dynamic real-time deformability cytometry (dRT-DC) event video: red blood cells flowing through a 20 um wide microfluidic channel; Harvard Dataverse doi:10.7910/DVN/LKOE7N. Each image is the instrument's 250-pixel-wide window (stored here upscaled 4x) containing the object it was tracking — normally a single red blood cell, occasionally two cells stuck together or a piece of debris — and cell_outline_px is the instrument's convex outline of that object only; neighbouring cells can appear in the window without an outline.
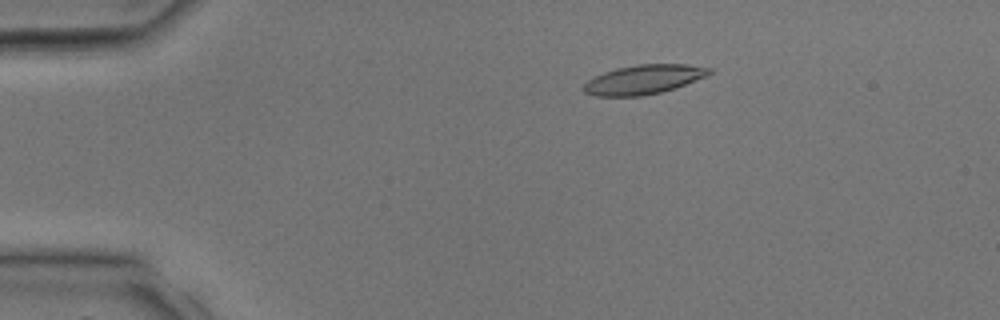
{"species": "common noctule bat (a hibernating species)", "species_latin": "Nyctalus noctula", "temperature_condition": "room temperature", "stored_images_in_passage": 30, "camera_frame_rate_fps": 3000, "um_per_image_px": 0.085, "animal": {"sex": "male", "body_mass_g": 17.9, "forearm_length_mm": 54.2}, "frame": {"image": 1, "passage_image": 3, "time_ms": 0.667, "image_size_px": [1000, 320], "cell_outline_px": [[712, 72], [708, 76], [676, 88], [660, 92], [640, 96], [596, 96], [584, 92], [584, 84], [588, 80], [604, 72], [616, 68], [636, 64], [684, 64], [712, 68]], "centroid_in_image_um": [54.75, 6.75], "position_along_channel_um": 30.3, "area_um2": 21.44}}
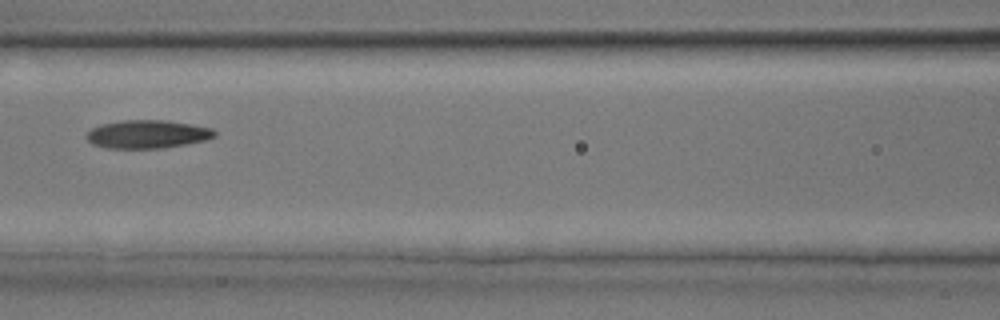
{"frame": {"image": 2, "passage_image": 12, "time_ms": 3.667, "image_size_px": [1000, 320], "cell_outline_px": [[216, 136], [204, 140], [184, 144], [160, 148], [108, 148], [92, 144], [84, 136], [92, 128], [100, 124], [120, 120], [168, 120], [192, 124], [212, 128], [216, 132]], "centroid_in_image_um": [12.5, 11.39], "position_along_channel_um": 154.1, "area_um2": 21.1}}
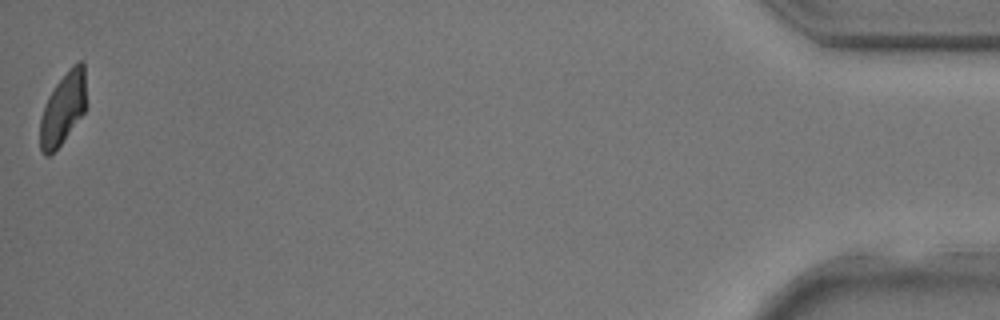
{"frame": {"image": 3, "passage_image": 30, "time_ms": 9.667, "image_size_px": [1000, 320], "cell_outline_px": [[84, 112], [64, 140], [48, 156], [44, 156], [40, 152], [40, 120], [48, 96], [56, 84], [72, 64], [80, 60], [84, 60]], "centroid_in_image_um": [5.33, 9.23], "position_along_channel_um": 429.9, "area_um2": 18.96}}